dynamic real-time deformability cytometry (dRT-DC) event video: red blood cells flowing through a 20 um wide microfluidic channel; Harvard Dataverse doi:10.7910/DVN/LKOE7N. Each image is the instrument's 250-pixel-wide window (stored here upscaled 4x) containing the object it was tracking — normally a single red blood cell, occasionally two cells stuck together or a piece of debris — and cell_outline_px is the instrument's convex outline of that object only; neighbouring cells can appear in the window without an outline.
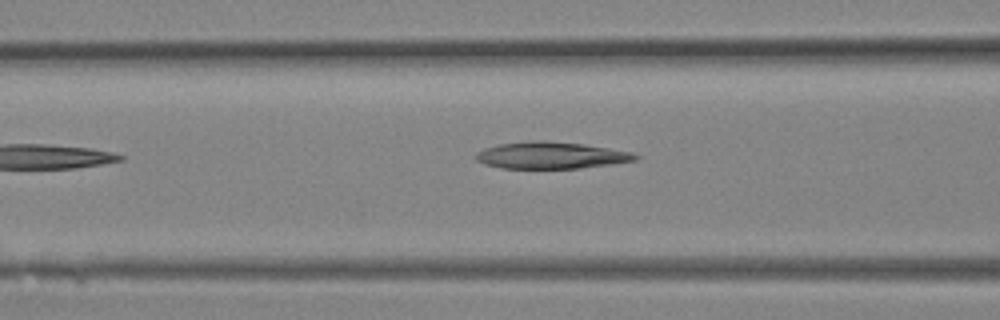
{"species": "Egyptian fruit bat (a non-hibernating species)", "species_latin": "Rousettus aegyptiacus", "temperature_condition": "room temperature", "stored_images_in_passage": 11, "camera_frame_rate_fps": 3000, "um_per_image_px": 0.085, "animal": {"sex": "female"}, "frame": {"image": 1, "passage_image": 11, "time_ms": 3.333, "image_size_px": [1000, 320], "cell_outline_px": [[640, 156], [636, 160], [612, 164], [580, 168], [500, 168], [484, 164], [476, 160], [476, 152], [484, 148], [500, 144], [528, 140], [544, 140], [584, 144], [632, 152]], "centroid_in_image_um": [46.82, 13.2], "position_along_channel_um": 119.8, "area_um2": 24.97}}